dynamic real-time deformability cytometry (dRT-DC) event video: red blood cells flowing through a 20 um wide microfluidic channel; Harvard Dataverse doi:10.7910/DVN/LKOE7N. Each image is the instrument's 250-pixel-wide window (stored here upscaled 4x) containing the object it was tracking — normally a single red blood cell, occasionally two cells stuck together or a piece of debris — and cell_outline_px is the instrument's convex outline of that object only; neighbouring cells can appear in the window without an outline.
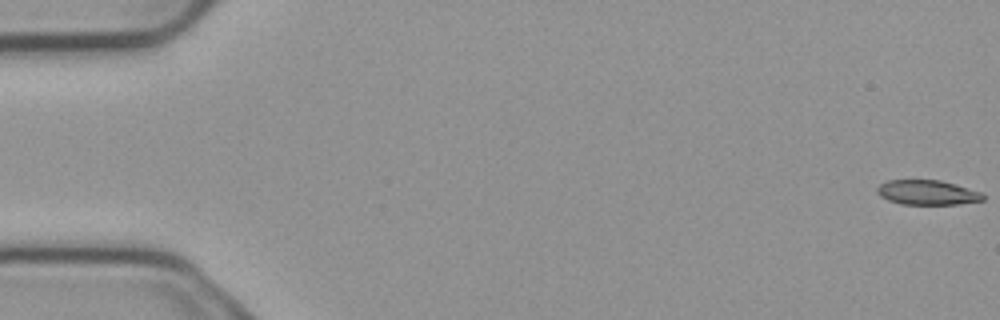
{"species": "common noctule bat (a hibernating species)", "species_latin": "Nyctalus noctula", "temperature_condition": "cold", "stored_images_in_passage": 5, "camera_frame_rate_fps": 3000, "um_per_image_px": 0.085, "animal": {"sex": "male", "body_mass_g": 23.1, "forearm_length_mm": 52.7}, "frame": {"image": 1, "passage_image": 1, "time_ms": 0.0, "image_size_px": [1000, 320], "cell_outline_px": [[984, 200], [960, 204], [900, 204], [888, 200], [880, 196], [876, 192], [876, 188], [880, 184], [888, 180], [940, 180], [980, 192], [984, 196]], "centroid_in_image_um": [78.78, 16.36], "position_along_channel_um": 6.2, "area_um2": 15.14}}